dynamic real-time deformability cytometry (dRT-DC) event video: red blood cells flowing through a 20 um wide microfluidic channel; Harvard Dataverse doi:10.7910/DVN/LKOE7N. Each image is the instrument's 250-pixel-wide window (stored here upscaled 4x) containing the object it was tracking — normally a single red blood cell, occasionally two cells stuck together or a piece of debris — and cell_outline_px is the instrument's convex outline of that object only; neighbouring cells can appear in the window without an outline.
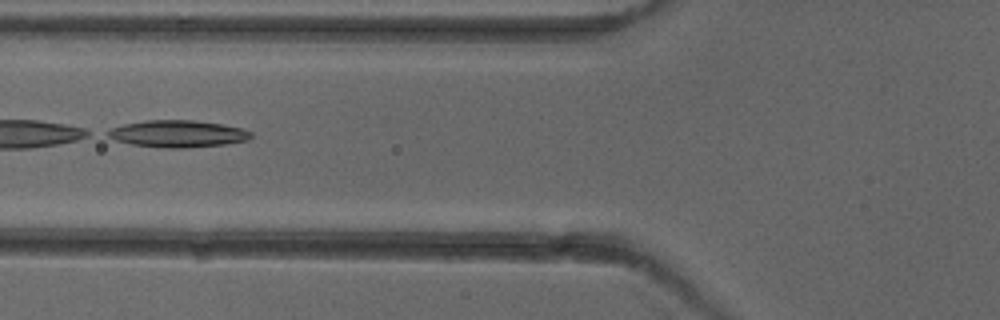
{"species": "common noctule bat (a hibernating species)", "species_latin": "Nyctalus noctula", "temperature_condition": "cold", "stored_images_in_passage": 6, "camera_frame_rate_fps": 3000, "um_per_image_px": 0.085, "animal": {"sex": "female"}, "frame": {"image": 1, "passage_image": 5, "time_ms": 6.0, "image_size_px": [1000, 320], "cell_outline_px": [[252, 136], [248, 140], [224, 144], [188, 148], [164, 148], [132, 144], [116, 140], [108, 136], [104, 132], [112, 128], [124, 124], [144, 120], [192, 120], [220, 124], [240, 128], [252, 132]], "centroid_in_image_um": [15.09, 11.37], "position_along_channel_um": 110.7, "area_um2": 22.43}}
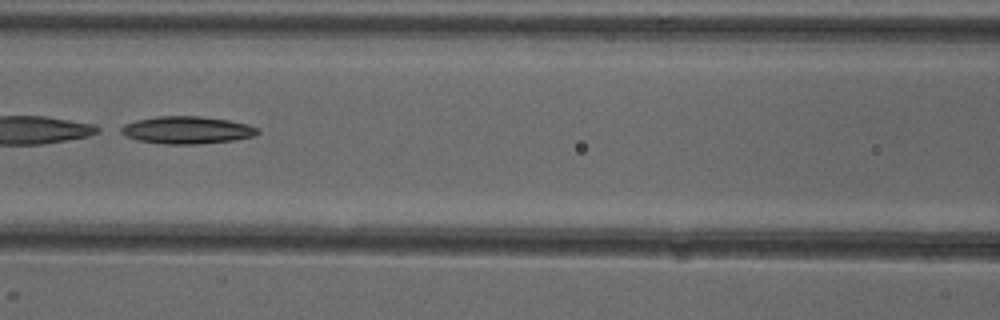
{"frame": {"image": 2, "passage_image": 6, "time_ms": 7.0, "image_size_px": [1000, 320], "cell_outline_px": [[260, 132], [256, 136], [232, 140], [196, 144], [164, 144], [140, 140], [128, 136], [120, 132], [116, 128], [124, 124], [136, 120], [156, 116], [200, 116], [228, 120], [248, 124], [260, 128]], "centroid_in_image_um": [15.9, 11.04], "position_along_channel_um": 150.7, "area_um2": 21.91}}